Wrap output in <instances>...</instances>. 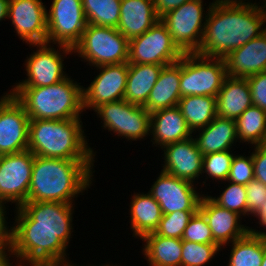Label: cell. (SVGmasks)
Returning a JSON list of instances; mask_svg holds the SVG:
<instances>
[{
	"label": "cell",
	"mask_w": 266,
	"mask_h": 266,
	"mask_svg": "<svg viewBox=\"0 0 266 266\" xmlns=\"http://www.w3.org/2000/svg\"><path fill=\"white\" fill-rule=\"evenodd\" d=\"M88 24L116 28L120 18V0H82Z\"/></svg>",
	"instance_id": "cell-32"
},
{
	"label": "cell",
	"mask_w": 266,
	"mask_h": 266,
	"mask_svg": "<svg viewBox=\"0 0 266 266\" xmlns=\"http://www.w3.org/2000/svg\"><path fill=\"white\" fill-rule=\"evenodd\" d=\"M197 131L198 134L193 139L203 155L231 150L238 140L235 120L220 116Z\"/></svg>",
	"instance_id": "cell-24"
},
{
	"label": "cell",
	"mask_w": 266,
	"mask_h": 266,
	"mask_svg": "<svg viewBox=\"0 0 266 266\" xmlns=\"http://www.w3.org/2000/svg\"><path fill=\"white\" fill-rule=\"evenodd\" d=\"M73 54L91 68L120 64L128 62L129 40L116 28L87 24L81 40L73 47Z\"/></svg>",
	"instance_id": "cell-6"
},
{
	"label": "cell",
	"mask_w": 266,
	"mask_h": 266,
	"mask_svg": "<svg viewBox=\"0 0 266 266\" xmlns=\"http://www.w3.org/2000/svg\"><path fill=\"white\" fill-rule=\"evenodd\" d=\"M227 76L247 78L266 71V31L225 58Z\"/></svg>",
	"instance_id": "cell-20"
},
{
	"label": "cell",
	"mask_w": 266,
	"mask_h": 266,
	"mask_svg": "<svg viewBox=\"0 0 266 266\" xmlns=\"http://www.w3.org/2000/svg\"><path fill=\"white\" fill-rule=\"evenodd\" d=\"M257 220H259L257 223H259V225L261 227H264V229H266V204L264 205L263 209L258 213V215L256 216ZM250 231L256 234H261V235H265L266 236V230L263 231H258V229L256 230L253 228H250Z\"/></svg>",
	"instance_id": "cell-45"
},
{
	"label": "cell",
	"mask_w": 266,
	"mask_h": 266,
	"mask_svg": "<svg viewBox=\"0 0 266 266\" xmlns=\"http://www.w3.org/2000/svg\"><path fill=\"white\" fill-rule=\"evenodd\" d=\"M74 205L50 201L25 202L15 208V222L12 227L8 226V240L16 256L15 264H68L70 261L66 249L74 231Z\"/></svg>",
	"instance_id": "cell-1"
},
{
	"label": "cell",
	"mask_w": 266,
	"mask_h": 266,
	"mask_svg": "<svg viewBox=\"0 0 266 266\" xmlns=\"http://www.w3.org/2000/svg\"><path fill=\"white\" fill-rule=\"evenodd\" d=\"M253 179L254 167L252 153L247 157L244 155L235 154L231 162L227 181L246 186Z\"/></svg>",
	"instance_id": "cell-38"
},
{
	"label": "cell",
	"mask_w": 266,
	"mask_h": 266,
	"mask_svg": "<svg viewBox=\"0 0 266 266\" xmlns=\"http://www.w3.org/2000/svg\"><path fill=\"white\" fill-rule=\"evenodd\" d=\"M10 257L16 259L15 253L12 249V246L7 240L1 247H0V266H15L10 262L12 261ZM16 266H19L18 263H16Z\"/></svg>",
	"instance_id": "cell-43"
},
{
	"label": "cell",
	"mask_w": 266,
	"mask_h": 266,
	"mask_svg": "<svg viewBox=\"0 0 266 266\" xmlns=\"http://www.w3.org/2000/svg\"><path fill=\"white\" fill-rule=\"evenodd\" d=\"M94 112L100 118L103 129L115 136L137 141L150 136L151 113L144 106L128 103L125 99L97 107Z\"/></svg>",
	"instance_id": "cell-9"
},
{
	"label": "cell",
	"mask_w": 266,
	"mask_h": 266,
	"mask_svg": "<svg viewBox=\"0 0 266 266\" xmlns=\"http://www.w3.org/2000/svg\"><path fill=\"white\" fill-rule=\"evenodd\" d=\"M30 119L8 91L0 97V155L28 150Z\"/></svg>",
	"instance_id": "cell-14"
},
{
	"label": "cell",
	"mask_w": 266,
	"mask_h": 266,
	"mask_svg": "<svg viewBox=\"0 0 266 266\" xmlns=\"http://www.w3.org/2000/svg\"><path fill=\"white\" fill-rule=\"evenodd\" d=\"M117 29L128 40L142 35L160 20L153 0H121Z\"/></svg>",
	"instance_id": "cell-22"
},
{
	"label": "cell",
	"mask_w": 266,
	"mask_h": 266,
	"mask_svg": "<svg viewBox=\"0 0 266 266\" xmlns=\"http://www.w3.org/2000/svg\"><path fill=\"white\" fill-rule=\"evenodd\" d=\"M205 195L201 198L199 211L206 218L213 239L221 247V250L250 231L249 226L241 224V215L218 206L207 194Z\"/></svg>",
	"instance_id": "cell-18"
},
{
	"label": "cell",
	"mask_w": 266,
	"mask_h": 266,
	"mask_svg": "<svg viewBox=\"0 0 266 266\" xmlns=\"http://www.w3.org/2000/svg\"><path fill=\"white\" fill-rule=\"evenodd\" d=\"M261 266H266V236L264 235V254Z\"/></svg>",
	"instance_id": "cell-47"
},
{
	"label": "cell",
	"mask_w": 266,
	"mask_h": 266,
	"mask_svg": "<svg viewBox=\"0 0 266 266\" xmlns=\"http://www.w3.org/2000/svg\"><path fill=\"white\" fill-rule=\"evenodd\" d=\"M231 244H229L231 252L227 266H261L264 254V235L249 231Z\"/></svg>",
	"instance_id": "cell-30"
},
{
	"label": "cell",
	"mask_w": 266,
	"mask_h": 266,
	"mask_svg": "<svg viewBox=\"0 0 266 266\" xmlns=\"http://www.w3.org/2000/svg\"><path fill=\"white\" fill-rule=\"evenodd\" d=\"M141 240L144 242L142 254L149 266H181L182 239L152 232Z\"/></svg>",
	"instance_id": "cell-28"
},
{
	"label": "cell",
	"mask_w": 266,
	"mask_h": 266,
	"mask_svg": "<svg viewBox=\"0 0 266 266\" xmlns=\"http://www.w3.org/2000/svg\"><path fill=\"white\" fill-rule=\"evenodd\" d=\"M247 216L256 217L266 204V185L256 179L246 186Z\"/></svg>",
	"instance_id": "cell-39"
},
{
	"label": "cell",
	"mask_w": 266,
	"mask_h": 266,
	"mask_svg": "<svg viewBox=\"0 0 266 266\" xmlns=\"http://www.w3.org/2000/svg\"><path fill=\"white\" fill-rule=\"evenodd\" d=\"M181 239L196 243H216L206 218L199 210L189 220Z\"/></svg>",
	"instance_id": "cell-37"
},
{
	"label": "cell",
	"mask_w": 266,
	"mask_h": 266,
	"mask_svg": "<svg viewBox=\"0 0 266 266\" xmlns=\"http://www.w3.org/2000/svg\"><path fill=\"white\" fill-rule=\"evenodd\" d=\"M81 120H30L28 150L39 157L94 160Z\"/></svg>",
	"instance_id": "cell-4"
},
{
	"label": "cell",
	"mask_w": 266,
	"mask_h": 266,
	"mask_svg": "<svg viewBox=\"0 0 266 266\" xmlns=\"http://www.w3.org/2000/svg\"><path fill=\"white\" fill-rule=\"evenodd\" d=\"M64 266H79V265H75V263L73 264V263H71V261L68 263V264H66V265H64ZM82 266V265H81ZM88 266H90V265H88ZM94 266V265H93ZM100 266V265H99ZM101 266H113L112 264L110 265V264H104V265H101ZM114 266H117L116 264L114 265Z\"/></svg>",
	"instance_id": "cell-48"
},
{
	"label": "cell",
	"mask_w": 266,
	"mask_h": 266,
	"mask_svg": "<svg viewBox=\"0 0 266 266\" xmlns=\"http://www.w3.org/2000/svg\"><path fill=\"white\" fill-rule=\"evenodd\" d=\"M88 87H83L84 112L102 104L124 99L129 63L103 65ZM92 108V109H91ZM86 109V110H85Z\"/></svg>",
	"instance_id": "cell-16"
},
{
	"label": "cell",
	"mask_w": 266,
	"mask_h": 266,
	"mask_svg": "<svg viewBox=\"0 0 266 266\" xmlns=\"http://www.w3.org/2000/svg\"><path fill=\"white\" fill-rule=\"evenodd\" d=\"M35 155L29 151L0 155V211L8 202L20 207L28 198Z\"/></svg>",
	"instance_id": "cell-11"
},
{
	"label": "cell",
	"mask_w": 266,
	"mask_h": 266,
	"mask_svg": "<svg viewBox=\"0 0 266 266\" xmlns=\"http://www.w3.org/2000/svg\"><path fill=\"white\" fill-rule=\"evenodd\" d=\"M203 2V0H190L160 17L172 40L183 53L199 51L206 18L212 5L209 3L205 12L206 3Z\"/></svg>",
	"instance_id": "cell-8"
},
{
	"label": "cell",
	"mask_w": 266,
	"mask_h": 266,
	"mask_svg": "<svg viewBox=\"0 0 266 266\" xmlns=\"http://www.w3.org/2000/svg\"><path fill=\"white\" fill-rule=\"evenodd\" d=\"M7 211H0V247L8 240Z\"/></svg>",
	"instance_id": "cell-44"
},
{
	"label": "cell",
	"mask_w": 266,
	"mask_h": 266,
	"mask_svg": "<svg viewBox=\"0 0 266 266\" xmlns=\"http://www.w3.org/2000/svg\"><path fill=\"white\" fill-rule=\"evenodd\" d=\"M216 105L217 116L236 120L253 105L247 79L227 76L216 97Z\"/></svg>",
	"instance_id": "cell-25"
},
{
	"label": "cell",
	"mask_w": 266,
	"mask_h": 266,
	"mask_svg": "<svg viewBox=\"0 0 266 266\" xmlns=\"http://www.w3.org/2000/svg\"><path fill=\"white\" fill-rule=\"evenodd\" d=\"M221 250L217 243H196L182 240L181 266H204Z\"/></svg>",
	"instance_id": "cell-33"
},
{
	"label": "cell",
	"mask_w": 266,
	"mask_h": 266,
	"mask_svg": "<svg viewBox=\"0 0 266 266\" xmlns=\"http://www.w3.org/2000/svg\"><path fill=\"white\" fill-rule=\"evenodd\" d=\"M226 77L223 58H210L197 53H184L181 57V97H217Z\"/></svg>",
	"instance_id": "cell-7"
},
{
	"label": "cell",
	"mask_w": 266,
	"mask_h": 266,
	"mask_svg": "<svg viewBox=\"0 0 266 266\" xmlns=\"http://www.w3.org/2000/svg\"><path fill=\"white\" fill-rule=\"evenodd\" d=\"M239 143L266 144V112L258 106L248 107L236 120Z\"/></svg>",
	"instance_id": "cell-31"
},
{
	"label": "cell",
	"mask_w": 266,
	"mask_h": 266,
	"mask_svg": "<svg viewBox=\"0 0 266 266\" xmlns=\"http://www.w3.org/2000/svg\"><path fill=\"white\" fill-rule=\"evenodd\" d=\"M196 184L175 177L165 171L160 172L148 191L159 203L163 214L175 211L199 210L203 195L197 191Z\"/></svg>",
	"instance_id": "cell-15"
},
{
	"label": "cell",
	"mask_w": 266,
	"mask_h": 266,
	"mask_svg": "<svg viewBox=\"0 0 266 266\" xmlns=\"http://www.w3.org/2000/svg\"><path fill=\"white\" fill-rule=\"evenodd\" d=\"M183 55L161 20L142 35L129 40L128 63L166 66L177 62Z\"/></svg>",
	"instance_id": "cell-12"
},
{
	"label": "cell",
	"mask_w": 266,
	"mask_h": 266,
	"mask_svg": "<svg viewBox=\"0 0 266 266\" xmlns=\"http://www.w3.org/2000/svg\"><path fill=\"white\" fill-rule=\"evenodd\" d=\"M165 65L129 63L124 99L144 106Z\"/></svg>",
	"instance_id": "cell-27"
},
{
	"label": "cell",
	"mask_w": 266,
	"mask_h": 266,
	"mask_svg": "<svg viewBox=\"0 0 266 266\" xmlns=\"http://www.w3.org/2000/svg\"><path fill=\"white\" fill-rule=\"evenodd\" d=\"M94 162L35 155L26 202L75 204L74 198L91 188Z\"/></svg>",
	"instance_id": "cell-3"
},
{
	"label": "cell",
	"mask_w": 266,
	"mask_h": 266,
	"mask_svg": "<svg viewBox=\"0 0 266 266\" xmlns=\"http://www.w3.org/2000/svg\"><path fill=\"white\" fill-rule=\"evenodd\" d=\"M67 77L43 87H12L8 92L23 106L30 120H63L81 118L83 87Z\"/></svg>",
	"instance_id": "cell-5"
},
{
	"label": "cell",
	"mask_w": 266,
	"mask_h": 266,
	"mask_svg": "<svg viewBox=\"0 0 266 266\" xmlns=\"http://www.w3.org/2000/svg\"><path fill=\"white\" fill-rule=\"evenodd\" d=\"M87 24L82 0H53L47 10V43L73 48Z\"/></svg>",
	"instance_id": "cell-13"
},
{
	"label": "cell",
	"mask_w": 266,
	"mask_h": 266,
	"mask_svg": "<svg viewBox=\"0 0 266 266\" xmlns=\"http://www.w3.org/2000/svg\"><path fill=\"white\" fill-rule=\"evenodd\" d=\"M190 0H153L156 14L162 17L167 12L180 7Z\"/></svg>",
	"instance_id": "cell-42"
},
{
	"label": "cell",
	"mask_w": 266,
	"mask_h": 266,
	"mask_svg": "<svg viewBox=\"0 0 266 266\" xmlns=\"http://www.w3.org/2000/svg\"><path fill=\"white\" fill-rule=\"evenodd\" d=\"M215 1L209 9L197 54L225 58L266 31V4Z\"/></svg>",
	"instance_id": "cell-2"
},
{
	"label": "cell",
	"mask_w": 266,
	"mask_h": 266,
	"mask_svg": "<svg viewBox=\"0 0 266 266\" xmlns=\"http://www.w3.org/2000/svg\"><path fill=\"white\" fill-rule=\"evenodd\" d=\"M252 152L254 179L266 185V144L255 145Z\"/></svg>",
	"instance_id": "cell-41"
},
{
	"label": "cell",
	"mask_w": 266,
	"mask_h": 266,
	"mask_svg": "<svg viewBox=\"0 0 266 266\" xmlns=\"http://www.w3.org/2000/svg\"><path fill=\"white\" fill-rule=\"evenodd\" d=\"M36 47L25 59V73L27 78L15 83L12 87H43L61 82L68 77L63 64L66 55H73V48L56 44L54 49L50 43L29 44ZM64 70V71H63Z\"/></svg>",
	"instance_id": "cell-10"
},
{
	"label": "cell",
	"mask_w": 266,
	"mask_h": 266,
	"mask_svg": "<svg viewBox=\"0 0 266 266\" xmlns=\"http://www.w3.org/2000/svg\"><path fill=\"white\" fill-rule=\"evenodd\" d=\"M180 78L181 58L177 62L162 68L144 108L152 113L178 106L181 99Z\"/></svg>",
	"instance_id": "cell-23"
},
{
	"label": "cell",
	"mask_w": 266,
	"mask_h": 266,
	"mask_svg": "<svg viewBox=\"0 0 266 266\" xmlns=\"http://www.w3.org/2000/svg\"><path fill=\"white\" fill-rule=\"evenodd\" d=\"M42 0H9L7 19L26 44L47 43V8Z\"/></svg>",
	"instance_id": "cell-17"
},
{
	"label": "cell",
	"mask_w": 266,
	"mask_h": 266,
	"mask_svg": "<svg viewBox=\"0 0 266 266\" xmlns=\"http://www.w3.org/2000/svg\"><path fill=\"white\" fill-rule=\"evenodd\" d=\"M250 87L252 104L266 112V71L246 78Z\"/></svg>",
	"instance_id": "cell-40"
},
{
	"label": "cell",
	"mask_w": 266,
	"mask_h": 266,
	"mask_svg": "<svg viewBox=\"0 0 266 266\" xmlns=\"http://www.w3.org/2000/svg\"><path fill=\"white\" fill-rule=\"evenodd\" d=\"M131 197L130 229L134 238L142 239L157 229L163 213L159 203L149 192H136Z\"/></svg>",
	"instance_id": "cell-26"
},
{
	"label": "cell",
	"mask_w": 266,
	"mask_h": 266,
	"mask_svg": "<svg viewBox=\"0 0 266 266\" xmlns=\"http://www.w3.org/2000/svg\"><path fill=\"white\" fill-rule=\"evenodd\" d=\"M232 151L233 149L203 155L202 174H206L205 179L212 178L215 182L218 180V183L227 181L231 162L235 155Z\"/></svg>",
	"instance_id": "cell-35"
},
{
	"label": "cell",
	"mask_w": 266,
	"mask_h": 266,
	"mask_svg": "<svg viewBox=\"0 0 266 266\" xmlns=\"http://www.w3.org/2000/svg\"><path fill=\"white\" fill-rule=\"evenodd\" d=\"M9 0H0V22L7 19Z\"/></svg>",
	"instance_id": "cell-46"
},
{
	"label": "cell",
	"mask_w": 266,
	"mask_h": 266,
	"mask_svg": "<svg viewBox=\"0 0 266 266\" xmlns=\"http://www.w3.org/2000/svg\"><path fill=\"white\" fill-rule=\"evenodd\" d=\"M178 106L151 113L150 137L152 146L161 147L192 137Z\"/></svg>",
	"instance_id": "cell-21"
},
{
	"label": "cell",
	"mask_w": 266,
	"mask_h": 266,
	"mask_svg": "<svg viewBox=\"0 0 266 266\" xmlns=\"http://www.w3.org/2000/svg\"><path fill=\"white\" fill-rule=\"evenodd\" d=\"M188 128L194 133L206 127L217 116L216 97L184 96L178 103Z\"/></svg>",
	"instance_id": "cell-29"
},
{
	"label": "cell",
	"mask_w": 266,
	"mask_h": 266,
	"mask_svg": "<svg viewBox=\"0 0 266 266\" xmlns=\"http://www.w3.org/2000/svg\"><path fill=\"white\" fill-rule=\"evenodd\" d=\"M162 150L164 152L162 154L164 156L162 171L192 183L199 180L200 175H202L203 154L197 149L193 136L169 144Z\"/></svg>",
	"instance_id": "cell-19"
},
{
	"label": "cell",
	"mask_w": 266,
	"mask_h": 266,
	"mask_svg": "<svg viewBox=\"0 0 266 266\" xmlns=\"http://www.w3.org/2000/svg\"><path fill=\"white\" fill-rule=\"evenodd\" d=\"M198 210L175 211L170 214H163L155 234L163 237L181 239L189 220Z\"/></svg>",
	"instance_id": "cell-36"
},
{
	"label": "cell",
	"mask_w": 266,
	"mask_h": 266,
	"mask_svg": "<svg viewBox=\"0 0 266 266\" xmlns=\"http://www.w3.org/2000/svg\"><path fill=\"white\" fill-rule=\"evenodd\" d=\"M228 185L225 186V190H222V193L219 196L208 195L209 198L216 203L218 206L234 211L241 216L247 215V196L245 185L235 184L229 181Z\"/></svg>",
	"instance_id": "cell-34"
}]
</instances>
